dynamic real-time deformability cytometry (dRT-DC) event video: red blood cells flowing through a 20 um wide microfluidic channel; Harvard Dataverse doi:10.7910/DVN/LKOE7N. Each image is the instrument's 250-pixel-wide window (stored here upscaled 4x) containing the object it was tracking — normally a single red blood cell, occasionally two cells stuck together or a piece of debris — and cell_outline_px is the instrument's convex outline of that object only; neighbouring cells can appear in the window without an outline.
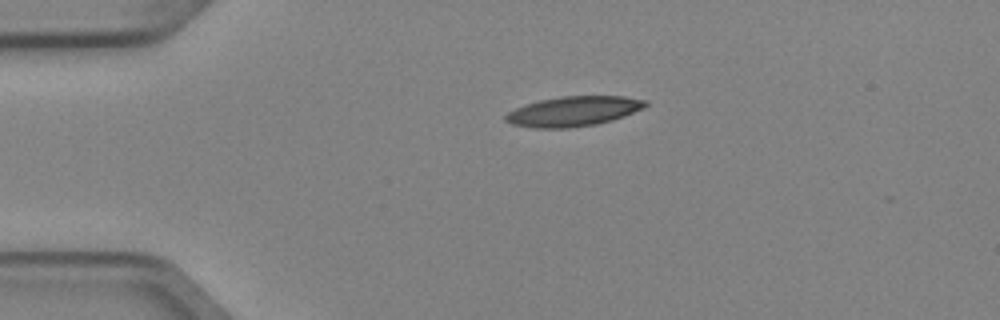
{"species": "Egyptian fruit bat (a non-hibernating species)", "species_latin": "Rousettus aegyptiacus", "temperature_condition": "cold", "stored_images_in_passage": 2, "camera_frame_rate_fps": 3000, "um_per_image_px": 0.085, "animal": {"sex": "female"}, "frame": {"image": 1, "passage_image": 1, "time_ms": 0.0, "image_size_px": [1000, 320], "cell_outline_px": [[648, 104], [644, 108], [624, 116], [612, 120], [596, 124], [568, 128], [532, 128], [512, 124], [504, 120], [504, 116], [508, 112], [516, 108], [540, 100], [560, 96], [624, 96], [648, 100]], "centroid_in_image_um": [48.76, 9.46], "position_along_channel_um": 36.2, "area_um2": 24.39}}